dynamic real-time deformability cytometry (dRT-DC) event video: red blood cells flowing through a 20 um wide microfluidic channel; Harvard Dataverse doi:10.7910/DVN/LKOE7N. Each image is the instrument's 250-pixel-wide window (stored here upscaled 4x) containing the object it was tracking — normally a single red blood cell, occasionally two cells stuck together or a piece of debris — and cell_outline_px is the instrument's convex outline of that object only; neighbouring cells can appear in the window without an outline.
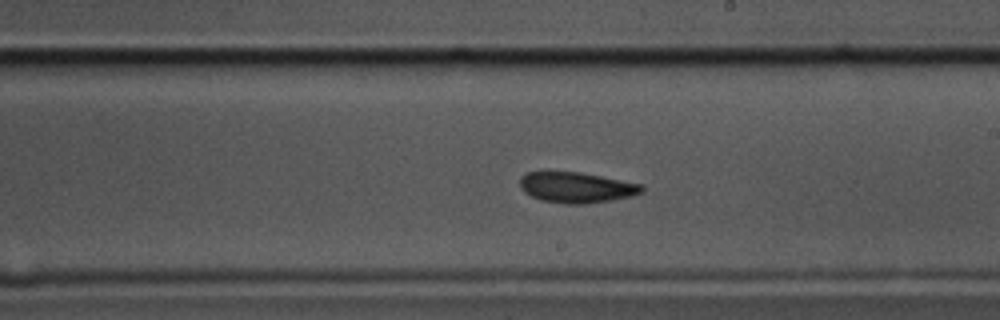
{"species": "common noctule bat (a hibernating species)", "species_latin": "Nyctalus noctula", "temperature_condition": "cold", "stored_images_in_passage": 58, "segment_of_instrument_passage": [1, 2], "camera_frame_rate_fps": 3000, "um_per_image_px": 0.085, "animal": {"sex": "male", "body_mass_g": 17.5, "forearm_length_mm": 52.3}, "frame": {"image": 1, "passage_image": 32, "time_ms": 10.333, "image_size_px": [1000, 320], "cell_outline_px": [[644, 192], [632, 196], [612, 200], [584, 204], [564, 204], [540, 200], [524, 192], [520, 188], [520, 176], [528, 172], [580, 172], [644, 184]], "centroid_in_image_um": [49.02, 15.94], "position_along_channel_um": 240.0, "area_um2": 21.96}}
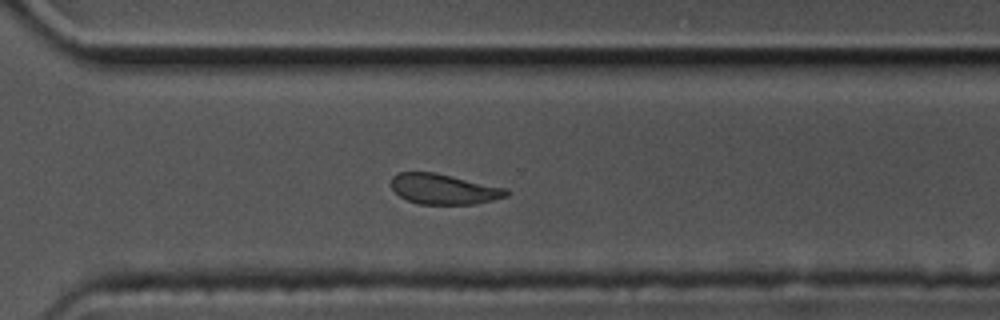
{"frame": {"image": 2, "passage_image": 40, "time_ms": 13.0, "image_size_px": [1000, 320], "cell_outline_px": [[508, 196], [476, 204], [420, 204], [408, 200], [400, 196], [392, 188], [392, 176], [400, 172], [436, 172], [508, 188]], "centroid_in_image_um": [37.76, 16.06], "position_along_channel_um": 332.8, "area_um2": 20.4}}
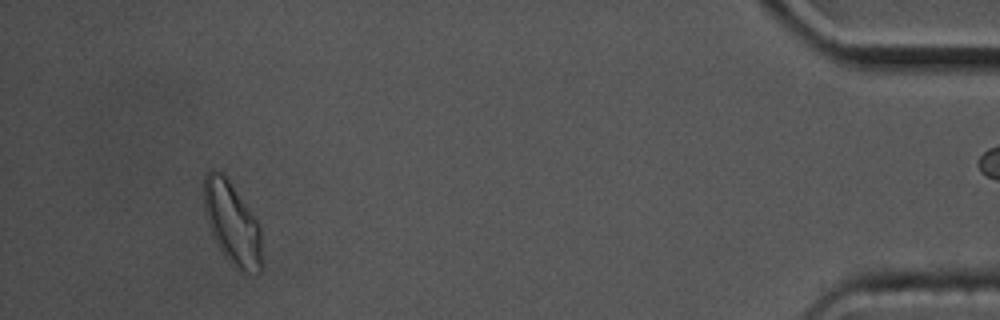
{"frame": {"image": 3, "passage_image": 53, "time_ms": 17.333, "image_size_px": [1000, 320], "cell_outline_px": [[264, 268], [260, 272], [252, 276], [244, 276], [224, 256], [216, 244], [204, 208], [204, 176], [212, 168], [220, 172], [228, 180], [256, 216], [260, 224], [264, 260]], "centroid_in_image_um": [19.82, 19.1], "position_along_channel_um": 415.4, "area_um2": 28.73}}